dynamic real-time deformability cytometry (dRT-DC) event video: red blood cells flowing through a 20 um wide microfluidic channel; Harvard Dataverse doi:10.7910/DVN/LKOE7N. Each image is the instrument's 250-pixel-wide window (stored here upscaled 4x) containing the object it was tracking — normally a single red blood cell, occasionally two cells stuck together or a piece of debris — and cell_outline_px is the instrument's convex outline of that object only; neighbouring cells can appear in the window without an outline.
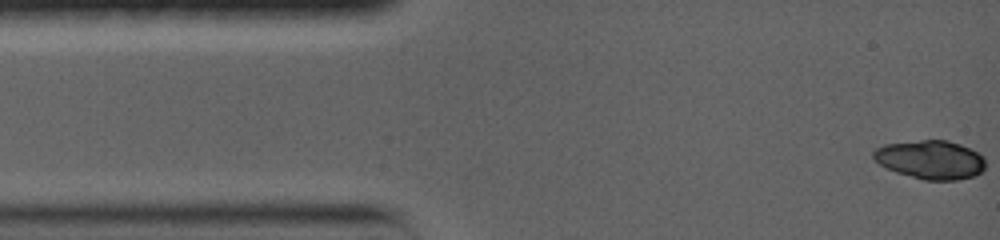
{"species": "common noctule bat (a hibernating species)", "species_latin": "Nyctalus noctula", "temperature_condition": "warm", "stored_images_in_passage": 15, "camera_frame_rate_fps": 5000, "um_per_image_px": 0.085, "animal": {"sex": "female", "body_mass_g": 19.0, "forearm_length_mm": 56.7}, "frame": {"image": 1, "passage_image": 1, "time_ms": 0.0, "image_size_px": [1000, 240], "cell_outline_px": [[984, 168], [976, 176], [956, 180], [924, 180], [896, 172], [880, 164], [872, 156], [872, 152], [876, 148], [884, 144], [920, 140], [948, 140], [960, 144], [984, 156]], "centroid_in_image_um": [79.09, 13.57], "position_along_channel_um": 5.9, "area_um2": 25.2}}
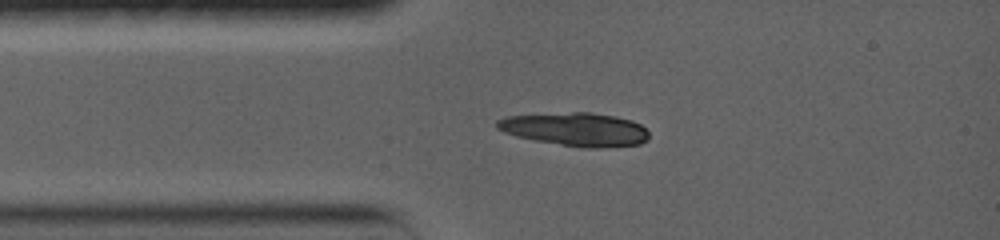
{"frame": {"image": 2, "passage_image": 15, "time_ms": 2.8, "image_size_px": [1000, 240], "cell_outline_px": [[648, 140], [640, 144], [604, 148], [584, 148], [532, 140], [516, 136], [504, 132], [496, 128], [496, 120], [508, 116], [572, 112], [588, 112], [616, 116], [632, 120], [640, 124], [648, 132]], "centroid_in_image_um": [48.93, 11.0], "position_along_channel_um": 36.1, "area_um2": 29.71}}